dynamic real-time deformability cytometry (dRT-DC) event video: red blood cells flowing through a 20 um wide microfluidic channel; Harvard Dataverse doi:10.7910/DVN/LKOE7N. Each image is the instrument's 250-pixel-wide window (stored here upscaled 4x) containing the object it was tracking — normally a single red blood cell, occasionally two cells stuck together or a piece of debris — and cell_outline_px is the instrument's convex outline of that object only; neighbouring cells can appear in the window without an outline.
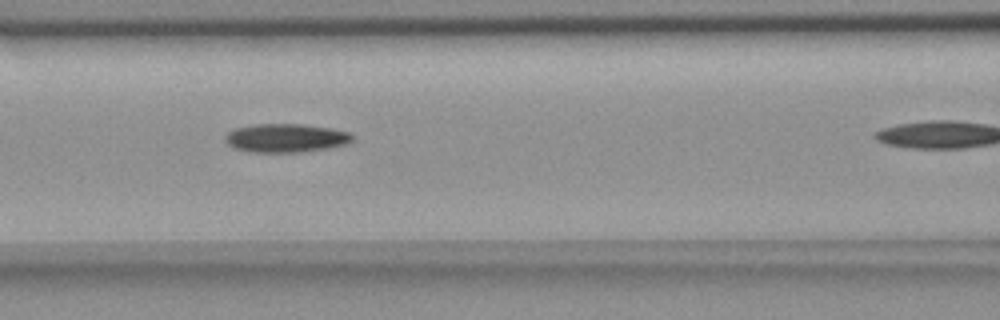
{"species": "common noctule bat (a hibernating species)", "species_latin": "Nyctalus noctula", "temperature_condition": "room temperature", "stored_images_in_passage": 8, "camera_frame_rate_fps": 3000, "um_per_image_px": 0.085, "animal": {"sex": "female", "body_mass_g": 18.4}, "frame": {"image": 1, "passage_image": 4, "time_ms": 4.333, "image_size_px": [1000, 320], "cell_outline_px": [[352, 140], [348, 144], [328, 148], [300, 152], [248, 152], [236, 148], [228, 144], [224, 140], [224, 136], [228, 132], [236, 128], [256, 124], [300, 124], [332, 128], [352, 132]], "centroid_in_image_um": [24.31, 11.73], "position_along_channel_um": 142.3, "area_um2": 21.27}}